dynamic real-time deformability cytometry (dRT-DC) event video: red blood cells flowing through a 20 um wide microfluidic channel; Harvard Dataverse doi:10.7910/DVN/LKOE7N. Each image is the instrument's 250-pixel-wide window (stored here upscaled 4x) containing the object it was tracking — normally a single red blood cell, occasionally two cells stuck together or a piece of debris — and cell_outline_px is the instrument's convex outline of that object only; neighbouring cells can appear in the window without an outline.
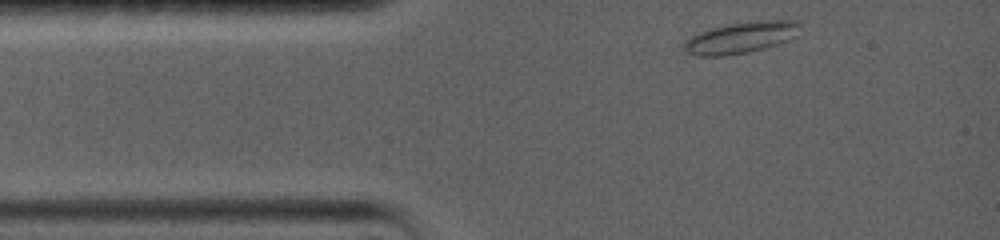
{"species": "common noctule bat (a hibernating species)", "species_latin": "Nyctalus noctula", "temperature_condition": "warm", "stored_images_in_passage": 12, "camera_frame_rate_fps": 5000, "um_per_image_px": 0.085, "animal": {"sex": "female", "body_mass_g": 19.0, "forearm_length_mm": 56.7}, "frame": {"image": 1, "passage_image": 1, "time_ms": 0.0, "image_size_px": [1000, 240], "cell_outline_px": [[800, 24], [796, 36], [788, 40], [764, 48], [748, 52], [724, 56], [696, 56], [688, 52], [684, 48], [684, 40], [700, 32], [712, 28], [728, 24], [756, 20], [800, 20]], "centroid_in_image_um": [62.99, 3.18], "position_along_channel_um": 22.0, "area_um2": 21.15}}
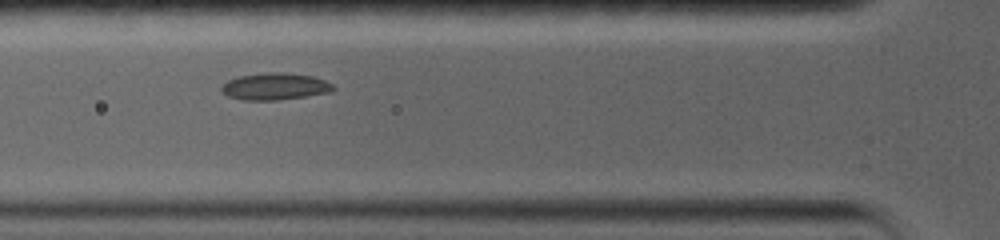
{"frame": {"image": 2, "passage_image": 8, "time_ms": 3.2, "image_size_px": [1000, 240], "cell_outline_px": [[336, 88], [332, 92], [280, 100], [244, 100], [228, 96], [220, 88], [228, 80], [236, 76], [268, 72], [280, 72], [312, 76], [324, 80], [332, 84]], "centroid_in_image_um": [23.38, 7.35], "position_along_channel_um": 102.4, "area_um2": 17.51}}
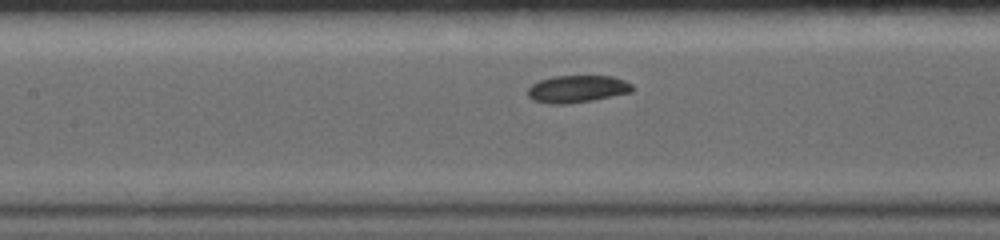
{"frame": {"image": 3, "passage_image": 11, "time_ms": 4.8, "image_size_px": [1000, 240], "cell_outline_px": [[632, 92], [592, 100], [568, 104], [548, 104], [532, 100], [528, 96], [528, 88], [532, 84], [540, 80], [552, 76], [612, 76], [624, 80], [632, 84]], "centroid_in_image_um": [49.03, 7.56], "position_along_channel_um": 158.4, "area_um2": 16.65}}